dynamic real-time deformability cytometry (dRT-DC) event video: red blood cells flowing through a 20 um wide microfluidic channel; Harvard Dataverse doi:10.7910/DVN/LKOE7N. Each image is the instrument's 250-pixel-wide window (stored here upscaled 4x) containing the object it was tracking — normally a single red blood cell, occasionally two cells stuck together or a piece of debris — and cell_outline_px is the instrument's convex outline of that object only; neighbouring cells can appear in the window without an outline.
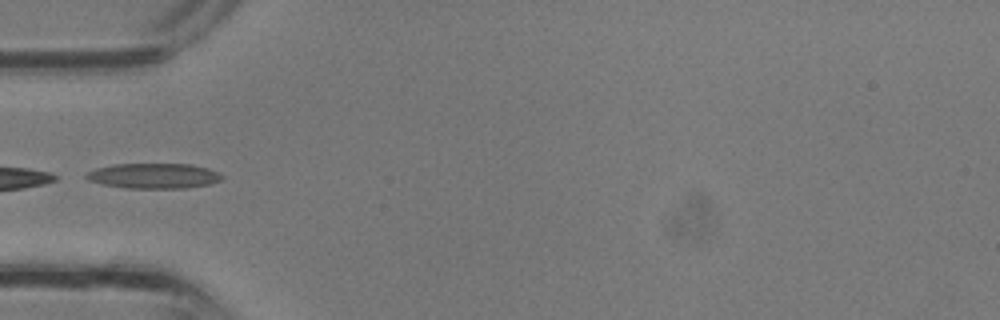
{"species": "common noctule bat (a hibernating species)", "species_latin": "Nyctalus noctula", "temperature_condition": "room temperature", "stored_images_in_passage": 23, "camera_frame_rate_fps": 3000, "um_per_image_px": 0.085, "animal": {"sex": "male", "body_mass_g": 13.3}, "frame": {"image": 1, "passage_image": 1, "time_ms": 0.0, "image_size_px": [1000, 320], "cell_outline_px": [[224, 176], [220, 180], [208, 184], [184, 188], [128, 188], [100, 184], [88, 180], [84, 176], [88, 172], [96, 168], [112, 164], [192, 164], [208, 168], [220, 172]], "centroid_in_image_um": [13.06, 14.94], "position_along_channel_um": 71.9, "area_um2": 20.0}}
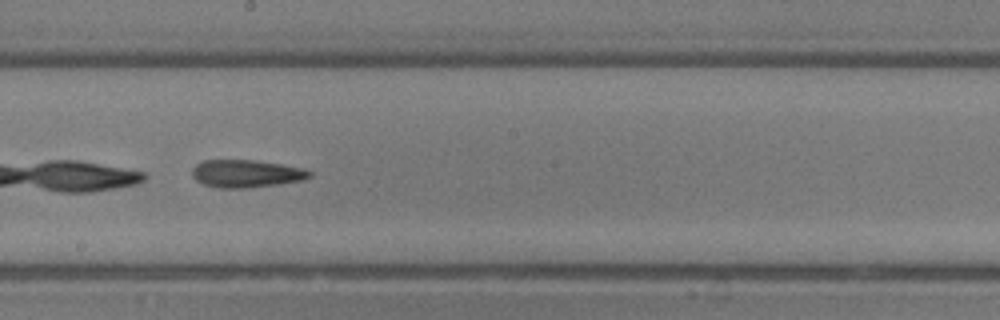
{"frame": {"image": 2, "passage_image": 9, "time_ms": 2.667, "image_size_px": [1000, 320], "cell_outline_px": [[312, 176], [304, 180], [248, 188], [220, 188], [204, 184], [196, 180], [192, 176], [192, 168], [196, 164], [204, 160], [252, 160], [280, 164], [300, 168], [312, 172]], "centroid_in_image_um": [20.9, 14.76], "position_along_channel_um": 227.3, "area_um2": 18.79}}
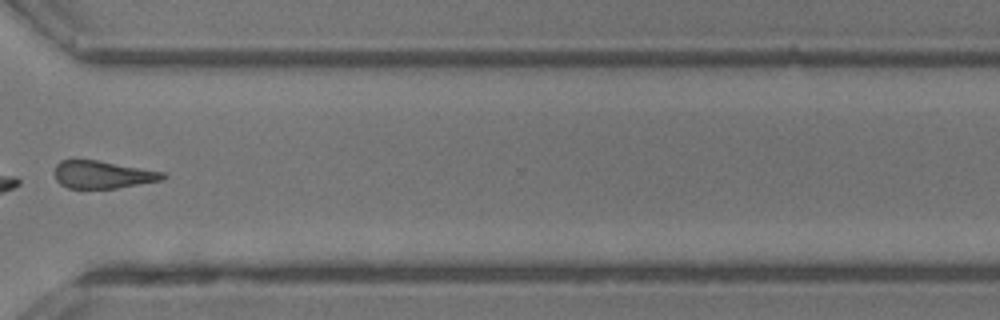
{"frame": {"image": 3, "passage_image": 16, "time_ms": 5.0, "image_size_px": [1000, 320], "cell_outline_px": [[168, 176], [164, 180], [116, 188], [68, 188], [60, 184], [56, 180], [56, 164], [60, 160], [96, 160], [164, 172]], "centroid_in_image_um": [8.75, 14.85], "position_along_channel_um": 361.8, "area_um2": 17.28}}